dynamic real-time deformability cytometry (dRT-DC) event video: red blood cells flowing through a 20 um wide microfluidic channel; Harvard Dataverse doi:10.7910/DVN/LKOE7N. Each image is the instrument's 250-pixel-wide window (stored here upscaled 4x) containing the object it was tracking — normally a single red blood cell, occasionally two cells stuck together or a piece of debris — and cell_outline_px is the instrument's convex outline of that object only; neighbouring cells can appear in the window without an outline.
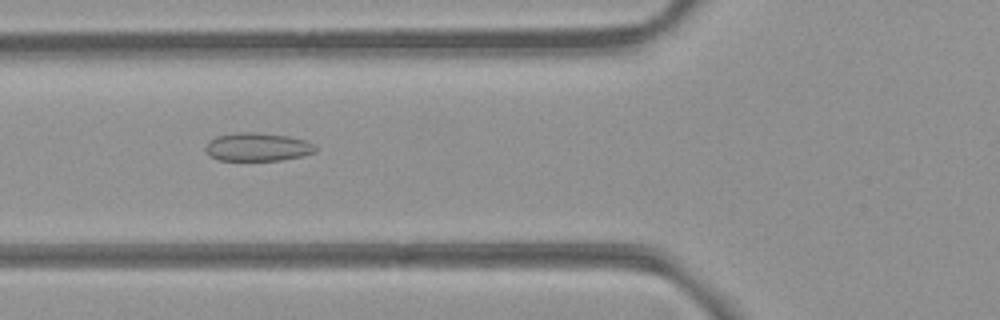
{"species": "common noctule bat (a hibernating species)", "species_latin": "Nyctalus noctula", "temperature_condition": "room temperature", "stored_images_in_passage": 36, "camera_frame_rate_fps": 3000, "um_per_image_px": 0.085, "animal": {"sex": "female", "body_mass_g": 21.9}, "frame": {"image": 1, "passage_image": 3, "time_ms": 0.667, "image_size_px": [1000, 320], "cell_outline_px": [[316, 152], [300, 156], [280, 160], [220, 160], [212, 156], [204, 148], [208, 140], [216, 136], [236, 132], [256, 132], [288, 136], [304, 140], [312, 144], [316, 148]], "centroid_in_image_um": [21.86, 12.48], "position_along_channel_um": 103.9, "area_um2": 17.98}}
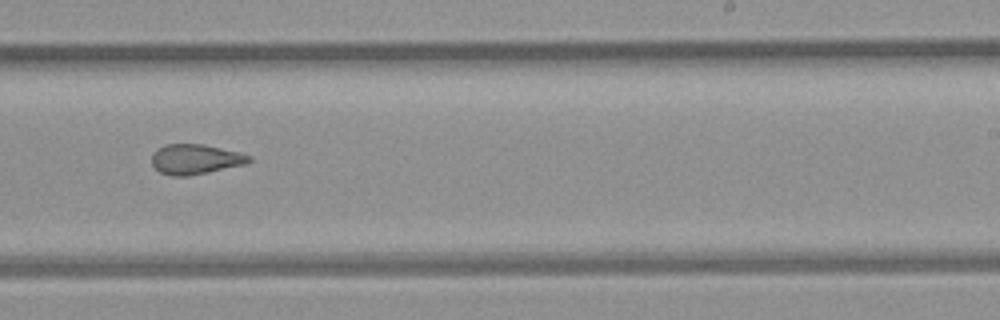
{"frame": {"image": 2, "passage_image": 16, "time_ms": 5.0, "image_size_px": [1000, 320], "cell_outline_px": [[252, 160], [244, 164], [188, 176], [172, 176], [160, 172], [152, 164], [152, 156], [164, 144], [204, 144], [252, 156]], "centroid_in_image_um": [16.59, 13.53], "position_along_channel_um": 272.4, "area_um2": 16.65}}
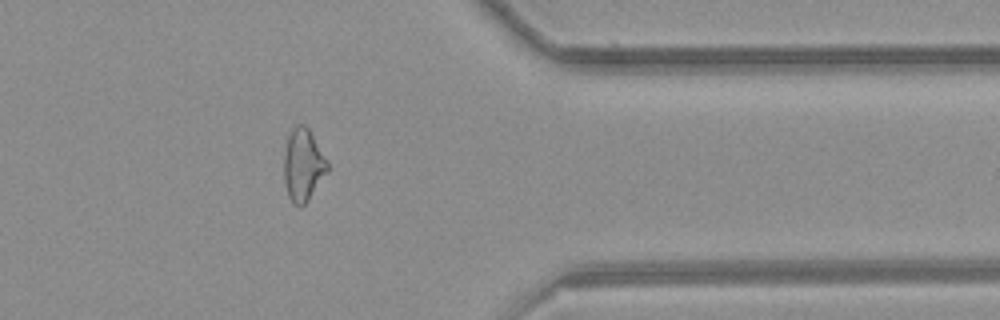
{"frame": {"image": 3, "passage_image": 26, "time_ms": 8.333, "image_size_px": [1000, 320], "cell_outline_px": [[328, 172], [308, 200], [300, 208], [292, 204], [288, 196], [284, 180], [284, 152], [288, 136], [292, 128], [296, 124], [304, 124], [308, 128], [328, 160]], "centroid_in_image_um": [25.76, 14.03], "position_along_channel_um": 385.6, "area_um2": 18.55}}